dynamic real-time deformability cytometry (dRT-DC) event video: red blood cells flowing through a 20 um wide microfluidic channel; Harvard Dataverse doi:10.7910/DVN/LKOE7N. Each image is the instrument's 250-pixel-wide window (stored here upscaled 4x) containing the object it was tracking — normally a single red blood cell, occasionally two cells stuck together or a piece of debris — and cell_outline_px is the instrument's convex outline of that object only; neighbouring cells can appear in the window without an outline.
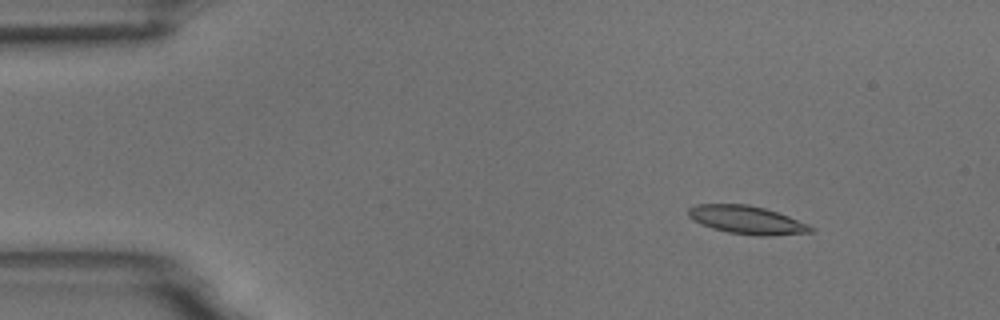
{"species": "common noctule bat (a hibernating species)", "species_latin": "Nyctalus noctula", "temperature_condition": "room temperature", "stored_images_in_passage": 5, "camera_frame_rate_fps": 3000, "um_per_image_px": 0.085, "animal": {"sex": "male", "body_mass_g": 18.8}, "frame": {"image": 1, "passage_image": 2, "time_ms": 0.333, "image_size_px": [1000, 320], "cell_outline_px": [[816, 228], [812, 232], [772, 236], [760, 236], [728, 232], [712, 228], [688, 216], [688, 208], [696, 204], [748, 204], [764, 208], [788, 216], [808, 224]], "centroid_in_image_um": [63.52, 18.69], "position_along_channel_um": 21.5, "area_um2": 19.94}}
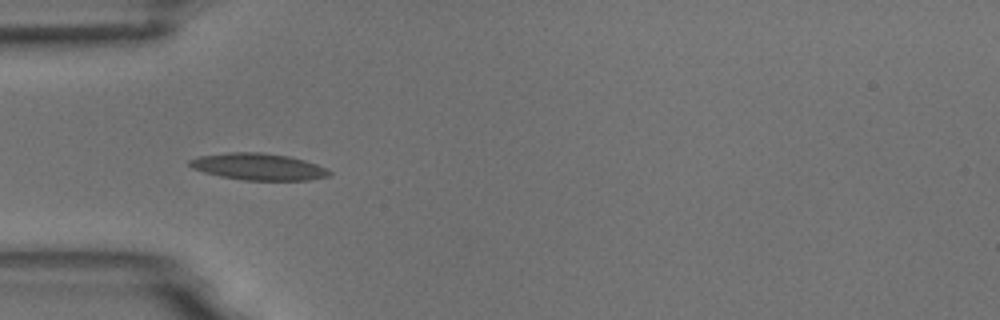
{"frame": {"image": 2, "passage_image": 4, "time_ms": 1.0, "image_size_px": [1000, 320], "cell_outline_px": [[332, 172], [328, 176], [308, 180], [244, 180], [220, 176], [204, 172], [192, 168], [188, 164], [188, 160], [200, 156], [228, 152], [260, 152], [288, 156], [304, 160], [316, 164]], "centroid_in_image_um": [21.93, 14.16], "position_along_channel_um": 63.1, "area_um2": 21.62}}